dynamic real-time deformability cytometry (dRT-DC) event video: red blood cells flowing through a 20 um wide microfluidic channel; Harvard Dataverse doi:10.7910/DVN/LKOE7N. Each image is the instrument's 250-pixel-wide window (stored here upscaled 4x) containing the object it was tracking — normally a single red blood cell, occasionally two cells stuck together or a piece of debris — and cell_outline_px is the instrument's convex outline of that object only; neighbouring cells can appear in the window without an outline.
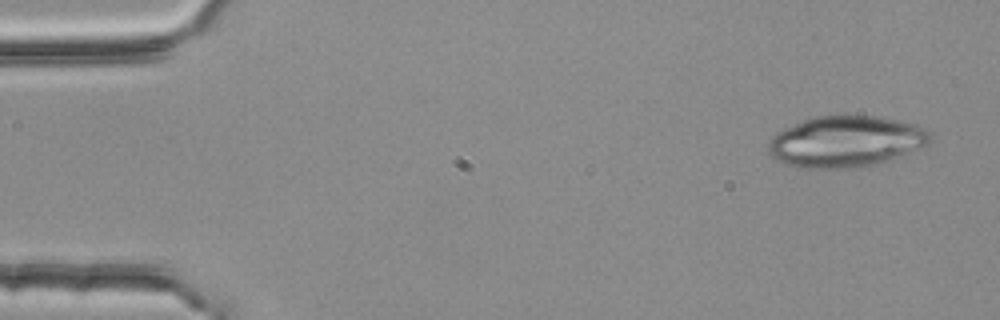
{"species": "common noctule bat (a hibernating species)", "species_latin": "Nyctalus noctula", "temperature_condition": "room temperature", "stored_images_in_passage": 4, "camera_frame_rate_fps": 3000, "um_per_image_px": 0.085, "animal": {"sex": "female", "body_mass_g": 25.1}, "frame": {"image": 1, "passage_image": 1, "time_ms": 0.0, "image_size_px": [1000, 320], "cell_outline_px": [[928, 144], [920, 148], [900, 156], [876, 164], [844, 168], [796, 168], [784, 164], [776, 160], [768, 152], [768, 144], [776, 132], [784, 128], [812, 116], [880, 116], [900, 120], [916, 124], [924, 128], [928, 132]], "centroid_in_image_um": [71.85, 12.03], "position_along_channel_um": 13.2, "area_um2": 48.21}}